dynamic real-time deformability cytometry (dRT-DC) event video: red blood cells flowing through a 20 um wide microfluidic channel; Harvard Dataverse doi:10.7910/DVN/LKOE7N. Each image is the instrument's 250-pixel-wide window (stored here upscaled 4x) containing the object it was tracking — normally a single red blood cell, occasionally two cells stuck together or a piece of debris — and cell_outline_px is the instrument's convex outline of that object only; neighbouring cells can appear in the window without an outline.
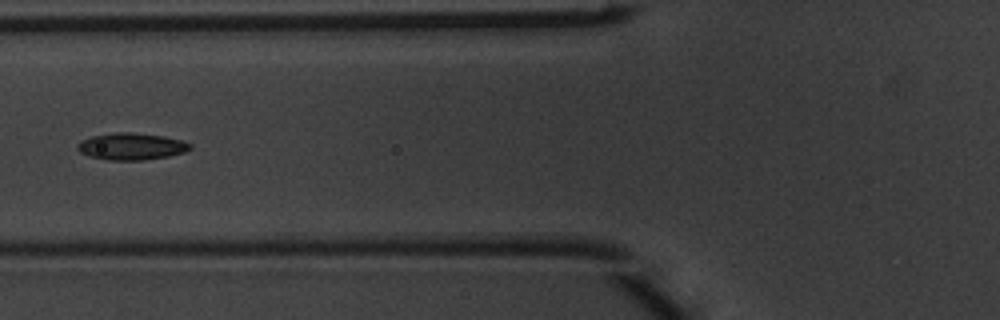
{"species": "common noctule bat (a hibernating species)", "species_latin": "Nyctalus noctula", "temperature_condition": "warm", "stored_images_in_passage": 6, "camera_frame_rate_fps": 3000, "um_per_image_px": 0.085, "animal": {"sex": "male", "body_mass_g": 20.1, "forearm_length_mm": 53.5}, "frame": {"image": 1, "passage_image": 5, "time_ms": 1.333, "image_size_px": [1000, 320], "cell_outline_px": [[192, 148], [184, 152], [168, 156], [144, 160], [108, 160], [88, 156], [80, 152], [76, 148], [76, 144], [80, 140], [92, 136], [116, 132], [132, 132], [164, 136], [180, 140], [192, 144]], "centroid_in_image_um": [11.14, 12.44], "position_along_channel_um": 114.7, "area_um2": 17.74}}
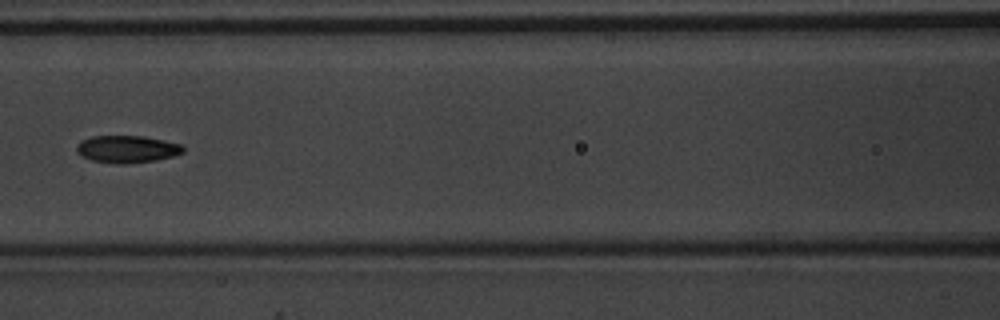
{"frame": {"image": 2, "passage_image": 6, "time_ms": 1.667, "image_size_px": [1000, 320], "cell_outline_px": [[184, 152], [172, 156], [156, 160], [128, 164], [116, 164], [92, 160], [80, 156], [76, 152], [76, 144], [80, 140], [92, 136], [144, 136], [184, 144]], "centroid_in_image_um": [10.78, 12.67], "position_along_channel_um": 155.8, "area_um2": 17.22}}